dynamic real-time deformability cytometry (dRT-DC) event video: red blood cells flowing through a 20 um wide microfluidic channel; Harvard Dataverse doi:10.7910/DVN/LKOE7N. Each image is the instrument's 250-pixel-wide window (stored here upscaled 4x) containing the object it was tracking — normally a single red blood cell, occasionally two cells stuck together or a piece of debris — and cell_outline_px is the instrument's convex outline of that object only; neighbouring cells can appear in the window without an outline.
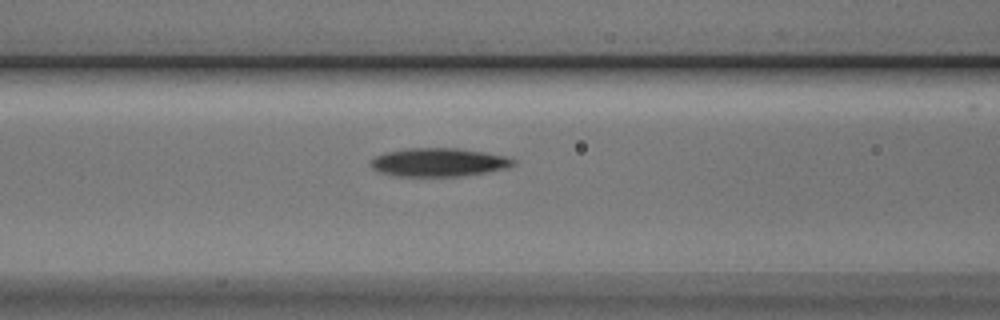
{"species": "Egyptian fruit bat (a non-hibernating species)", "species_latin": "Rousettus aegyptiacus", "temperature_condition": "cold", "stored_images_in_passage": 19, "camera_frame_rate_fps": 3000, "um_per_image_px": 0.085, "animal": {"sex": "male"}, "frame": {"image": 1, "passage_image": 14, "time_ms": 4.333, "image_size_px": [1000, 320], "cell_outline_px": [[516, 164], [504, 168], [484, 172], [460, 176], [396, 176], [380, 172], [372, 168], [368, 164], [368, 160], [384, 152], [408, 148], [456, 148], [484, 152], [504, 156], [516, 160]], "centroid_in_image_um": [37.21, 13.79], "position_along_channel_um": 129.4, "area_um2": 23.58}}